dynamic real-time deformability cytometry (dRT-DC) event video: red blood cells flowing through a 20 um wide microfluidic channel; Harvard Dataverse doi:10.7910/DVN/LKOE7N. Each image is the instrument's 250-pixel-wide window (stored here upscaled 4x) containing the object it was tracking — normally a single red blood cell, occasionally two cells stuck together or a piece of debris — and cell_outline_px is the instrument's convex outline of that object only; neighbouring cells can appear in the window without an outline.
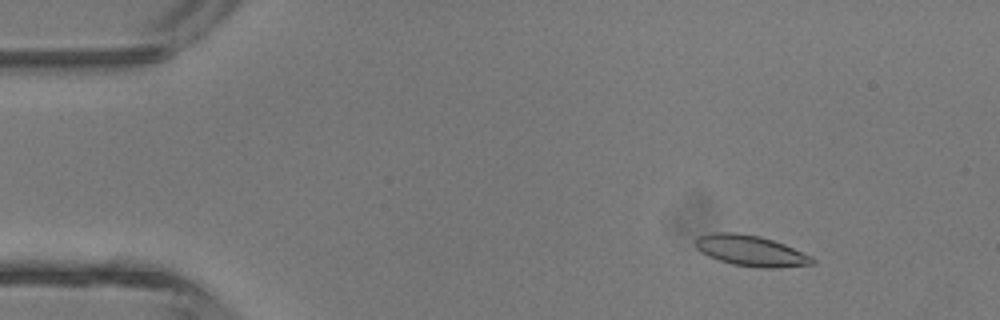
{"species": "common noctule bat (a hibernating species)", "species_latin": "Nyctalus noctula", "temperature_condition": "room temperature", "stored_images_in_passage": 3, "camera_frame_rate_fps": 3000, "um_per_image_px": 0.085, "animal": {"sex": "male", "body_mass_g": 13.3}, "frame": {"image": 1, "passage_image": 1, "time_ms": 0.0, "image_size_px": [1000, 320], "cell_outline_px": [[816, 264], [780, 268], [760, 268], [732, 264], [708, 256], [700, 252], [696, 248], [696, 240], [700, 236], [716, 232], [736, 232], [760, 236], [784, 244], [812, 256], [816, 260]], "centroid_in_image_um": [63.86, 21.33], "position_along_channel_um": 21.1, "area_um2": 21.04}}